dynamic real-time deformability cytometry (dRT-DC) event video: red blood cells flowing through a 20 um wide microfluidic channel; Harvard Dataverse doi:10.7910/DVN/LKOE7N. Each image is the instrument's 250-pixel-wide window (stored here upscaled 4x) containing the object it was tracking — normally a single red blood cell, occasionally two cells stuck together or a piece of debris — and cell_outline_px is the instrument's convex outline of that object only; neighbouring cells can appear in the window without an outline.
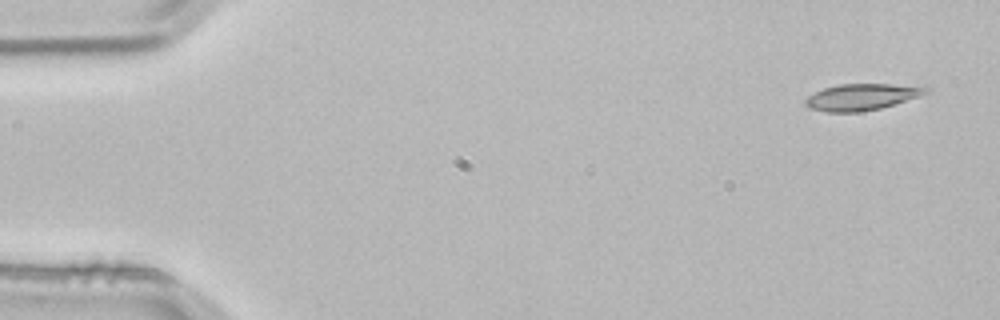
{"species": "common noctule bat (a hibernating species)", "species_latin": "Nyctalus noctula", "temperature_condition": "room temperature", "stored_images_in_passage": 3, "camera_frame_rate_fps": 3000, "um_per_image_px": 0.085, "animal": {"sex": "male", "body_mass_g": 21.5, "forearm_length_mm": 52.0}, "frame": {"image": 1, "passage_image": 1, "time_ms": 0.0, "image_size_px": [1000, 320], "cell_outline_px": [[932, 92], [880, 108], [860, 112], [828, 112], [808, 108], [804, 104], [804, 100], [808, 96], [824, 88], [840, 84], [928, 84], [932, 88]], "centroid_in_image_um": [73.36, 8.21], "position_along_channel_um": 11.6, "area_um2": 19.02}}
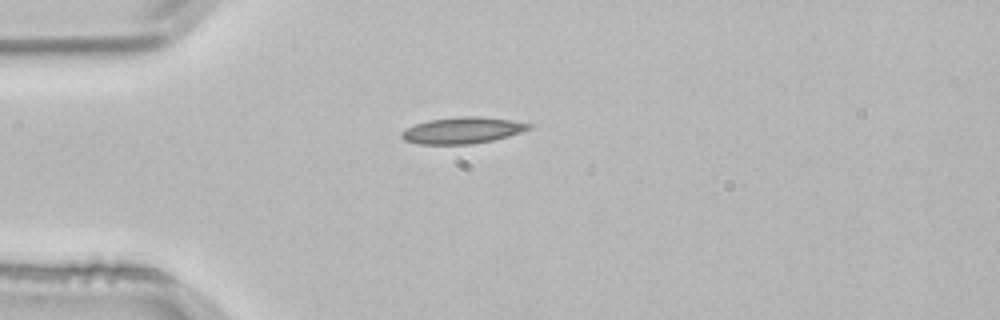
{"frame": {"image": 2, "passage_image": 3, "time_ms": 0.667, "image_size_px": [1000, 320], "cell_outline_px": [[532, 128], [508, 136], [492, 140], [472, 144], [420, 144], [404, 140], [400, 136], [400, 132], [416, 124], [428, 120], [460, 116], [480, 116], [512, 120], [532, 124]], "centroid_in_image_um": [39.31, 11.07], "position_along_channel_um": 45.7, "area_um2": 19.54}}